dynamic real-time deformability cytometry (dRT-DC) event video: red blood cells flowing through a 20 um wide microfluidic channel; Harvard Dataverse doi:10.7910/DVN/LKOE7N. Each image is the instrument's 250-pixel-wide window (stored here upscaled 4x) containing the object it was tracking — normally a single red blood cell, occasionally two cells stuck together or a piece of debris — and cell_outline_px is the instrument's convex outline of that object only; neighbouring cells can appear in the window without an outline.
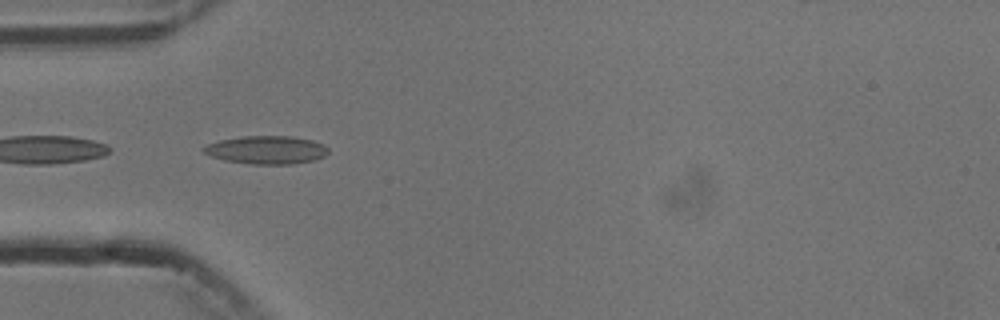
{"species": "common noctule bat (a hibernating species)", "species_latin": "Nyctalus noctula", "temperature_condition": "cold", "stored_images_in_passage": 4, "camera_frame_rate_fps": 3000, "um_per_image_px": 0.085, "animal": {"sex": "male", "body_mass_g": 13.3}, "frame": {"image": 1, "passage_image": 3, "time_ms": 2.0, "image_size_px": [1000, 320], "cell_outline_px": [[328, 152], [324, 156], [316, 160], [292, 164], [252, 164], [224, 160], [212, 156], [204, 152], [200, 148], [208, 144], [220, 140], [244, 136], [292, 136], [312, 140], [324, 144], [328, 148]], "centroid_in_image_um": [22.68, 12.74], "position_along_channel_um": 62.3, "area_um2": 20.46}}
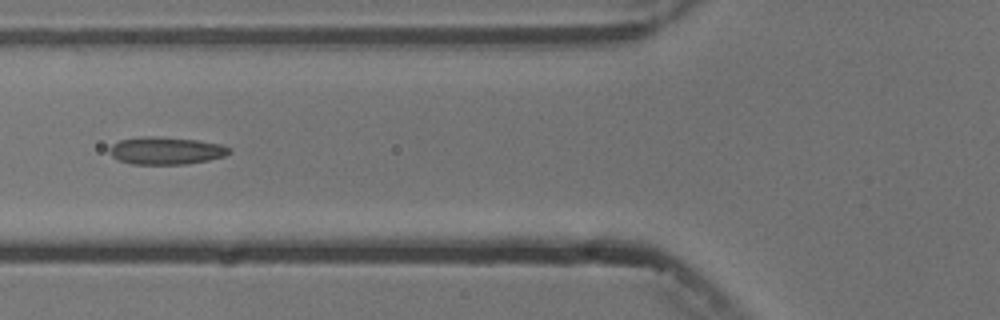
{"frame": {"image": 2, "passage_image": 4, "time_ms": 3.333, "image_size_px": [1000, 320], "cell_outline_px": [[232, 152], [224, 156], [208, 160], [188, 164], [132, 164], [116, 160], [108, 152], [108, 148], [112, 144], [120, 140], [140, 136], [156, 136], [196, 140], [220, 144], [232, 148]], "centroid_in_image_um": [14.08, 12.81], "position_along_channel_um": 111.7, "area_um2": 19.42}}